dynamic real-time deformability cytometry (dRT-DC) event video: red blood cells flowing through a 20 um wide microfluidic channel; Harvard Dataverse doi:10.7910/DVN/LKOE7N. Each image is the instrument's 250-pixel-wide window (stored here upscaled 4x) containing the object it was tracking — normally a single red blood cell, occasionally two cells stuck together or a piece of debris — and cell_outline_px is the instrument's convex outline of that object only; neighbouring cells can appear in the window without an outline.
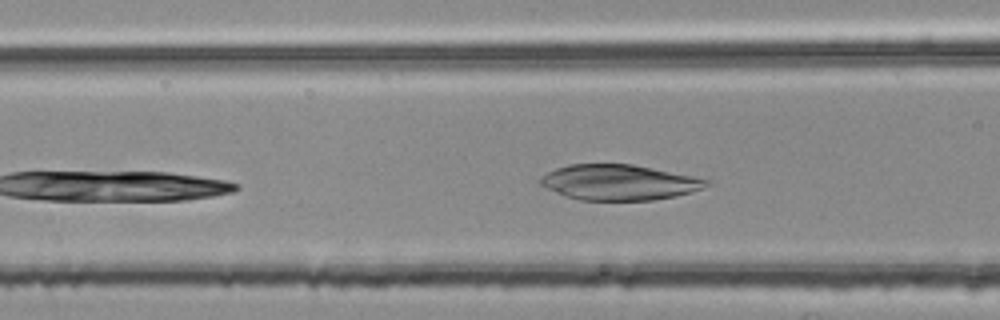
{"species": "common noctule bat (a hibernating species)", "species_latin": "Nyctalus noctula", "temperature_condition": "room temperature", "stored_images_in_passage": 32, "camera_frame_rate_fps": 3000, "um_per_image_px": 0.085, "animal": {"sex": "female", "body_mass_g": 25.1}, "frame": {"image": 1, "passage_image": 8, "time_ms": 2.333, "image_size_px": [1000, 320], "cell_outline_px": [[708, 184], [704, 188], [676, 196], [652, 200], [580, 200], [568, 196], [548, 188], [540, 184], [540, 180], [548, 172], [556, 168], [568, 164], [632, 164], [692, 176], [708, 180]], "centroid_in_image_um": [52.63, 15.5], "position_along_channel_um": 114.0, "area_um2": 33.76}}
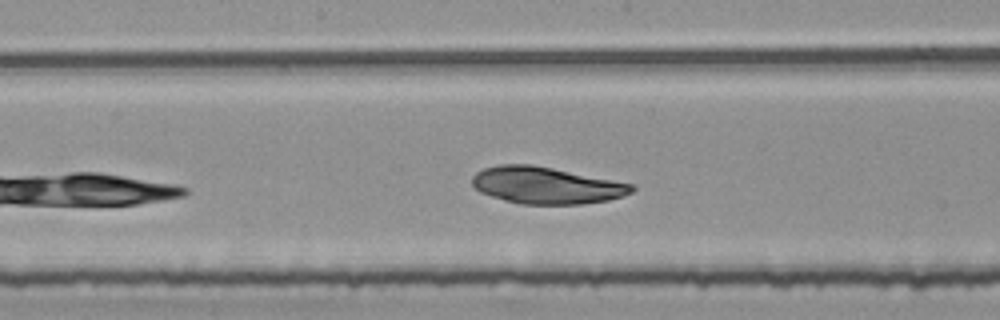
{"frame": {"image": 2, "passage_image": 15, "time_ms": 4.667, "image_size_px": [1000, 320], "cell_outline_px": [[636, 188], [632, 192], [624, 196], [608, 200], [580, 204], [520, 204], [504, 200], [480, 192], [472, 184], [472, 176], [476, 172], [484, 168], [500, 164], [532, 164], [632, 184]], "centroid_in_image_um": [46.4, 15.76], "position_along_channel_um": 201.8, "area_um2": 34.04}}
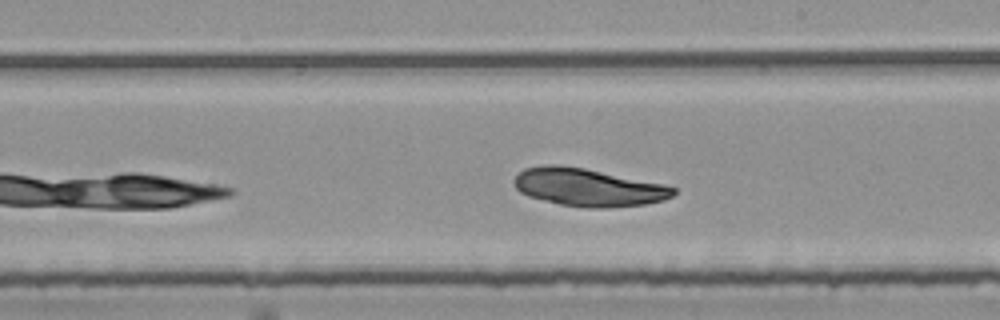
{"frame": {"image": 3, "passage_image": 18, "time_ms": 5.667, "image_size_px": [1000, 320], "cell_outline_px": [[676, 192], [672, 196], [664, 200], [644, 204], [608, 208], [588, 208], [560, 204], [528, 196], [520, 192], [516, 188], [516, 176], [524, 168], [544, 164], [556, 164], [584, 168], [664, 184], [676, 188]], "centroid_in_image_um": [50.01, 15.92], "position_along_channel_um": 239.0, "area_um2": 34.91}}